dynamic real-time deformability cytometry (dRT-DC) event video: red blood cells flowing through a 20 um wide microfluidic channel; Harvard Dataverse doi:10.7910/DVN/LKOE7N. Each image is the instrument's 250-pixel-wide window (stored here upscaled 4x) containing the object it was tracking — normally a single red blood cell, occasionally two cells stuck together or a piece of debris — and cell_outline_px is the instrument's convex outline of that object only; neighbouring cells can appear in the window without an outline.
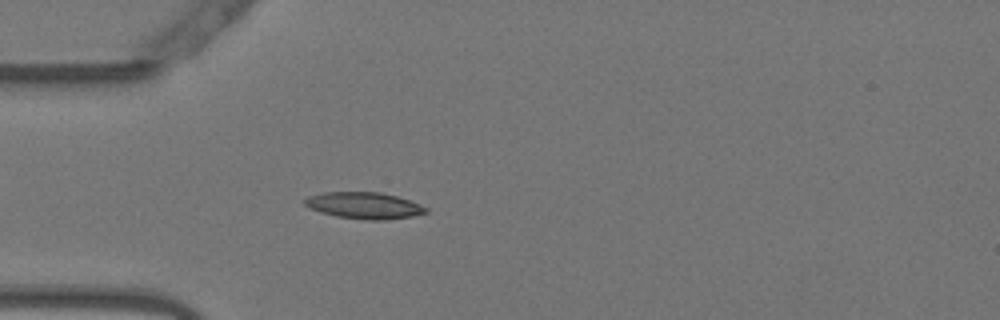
{"species": "Egyptian fruit bat (a non-hibernating species)", "species_latin": "Rousettus aegyptiacus", "temperature_condition": "warm", "stored_images_in_passage": 49, "camera_frame_rate_fps": 3000, "um_per_image_px": 0.085, "animal": {"sex": "female"}, "frame": {"image": 1, "passage_image": 11, "time_ms": 3.333, "image_size_px": [1000, 320], "cell_outline_px": [[428, 212], [412, 216], [384, 220], [368, 220], [336, 216], [320, 212], [308, 208], [304, 204], [304, 200], [308, 196], [324, 192], [380, 192], [396, 196], [420, 204], [428, 208]], "centroid_in_image_um": [30.94, 17.47], "position_along_channel_um": 54.1, "area_um2": 18.73}}
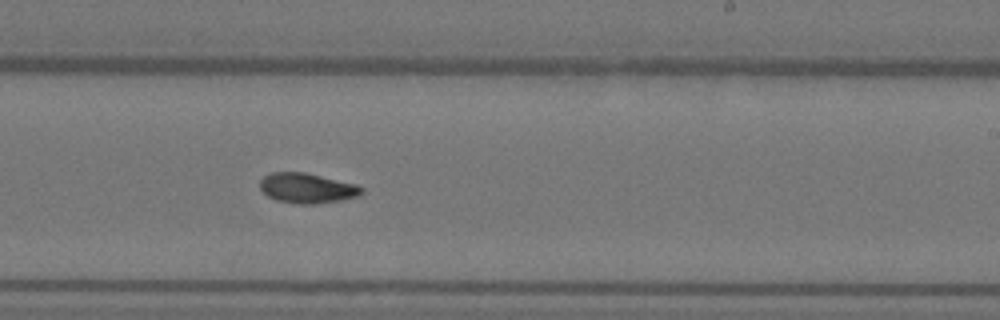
{"frame": {"image": 2, "passage_image": 28, "time_ms": 9.0, "image_size_px": [1000, 320], "cell_outline_px": [[364, 192], [360, 196], [340, 200], [316, 204], [296, 204], [276, 200], [268, 196], [260, 188], [260, 180], [264, 176], [272, 172], [304, 172], [356, 184], [364, 188]], "centroid_in_image_um": [26.12, 16.0], "position_along_channel_um": 262.9, "area_um2": 17.86}}
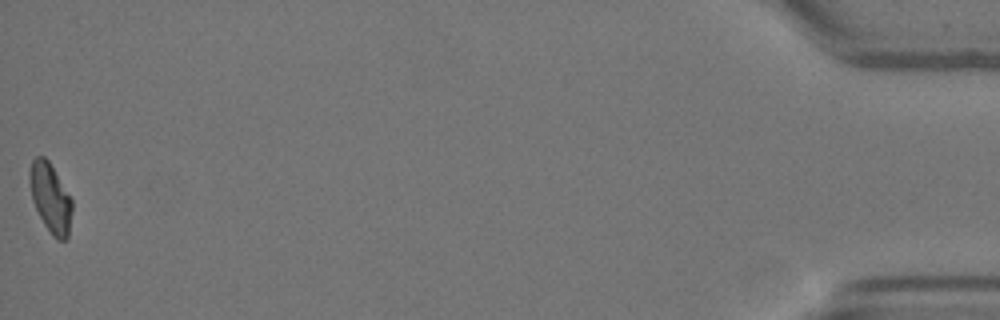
{"frame": {"image": 3, "passage_image": 49, "time_ms": 16.0, "image_size_px": [1000, 320], "cell_outline_px": [[72, 212], [68, 236], [64, 240], [56, 240], [52, 236], [44, 224], [32, 200], [28, 176], [28, 172], [32, 160], [36, 156], [44, 156], [48, 160], [72, 200]], "centroid_in_image_um": [4.27, 16.82], "position_along_channel_um": 430.9, "area_um2": 17.05}, "authors_computed_cell_mechanics": {"area_um2": 17.4556, "velocity_mm_per_s": 3.796, "shape_relaxation_time_tau1_ms": null, "shape_relaxation_time_tau2_ms": 3.2001, "deformation_change_tau1": null, "deformation_change_tau2": 0.0844}}